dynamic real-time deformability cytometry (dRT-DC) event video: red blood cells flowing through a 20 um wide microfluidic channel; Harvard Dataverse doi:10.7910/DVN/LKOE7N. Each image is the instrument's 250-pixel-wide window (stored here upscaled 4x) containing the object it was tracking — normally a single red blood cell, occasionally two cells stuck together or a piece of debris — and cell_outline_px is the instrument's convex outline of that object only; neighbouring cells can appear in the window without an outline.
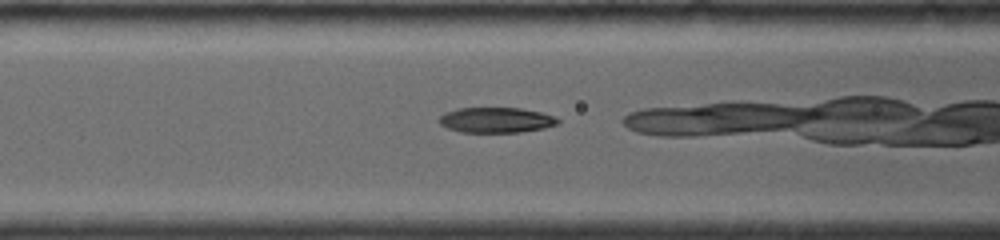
{"species": "common noctule bat (a hibernating species)", "species_latin": "Nyctalus noctula", "temperature_condition": "room temperature", "stored_images_in_passage": 23, "camera_frame_rate_fps": 4000, "um_per_image_px": 0.085, "animal": {"sex": "female", "body_mass_g": 19.0, "forearm_length_mm": 56.7}, "frame": {"image": 1, "passage_image": 4, "time_ms": 1.25, "image_size_px": [1000, 240], "cell_outline_px": [[560, 124], [544, 128], [520, 132], [460, 132], [448, 128], [440, 124], [436, 120], [444, 112], [460, 108], [520, 108], [540, 112], [556, 116], [560, 120]], "centroid_in_image_um": [42.18, 10.2], "position_along_channel_um": 124.4, "area_um2": 17.69}}
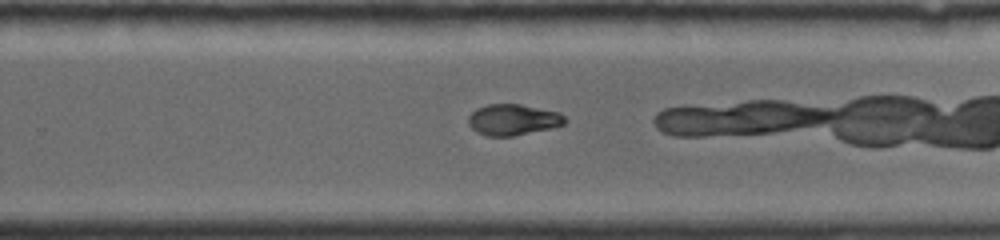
{"frame": {"image": 2, "passage_image": 14, "time_ms": 5.25, "image_size_px": [1000, 240], "cell_outline_px": [[568, 120], [564, 124], [552, 128], [512, 136], [488, 136], [476, 132], [468, 124], [468, 116], [476, 108], [488, 104], [520, 104], [560, 112]], "centroid_in_image_um": [43.61, 10.17], "position_along_channel_um": 286.2, "area_um2": 17.57}}